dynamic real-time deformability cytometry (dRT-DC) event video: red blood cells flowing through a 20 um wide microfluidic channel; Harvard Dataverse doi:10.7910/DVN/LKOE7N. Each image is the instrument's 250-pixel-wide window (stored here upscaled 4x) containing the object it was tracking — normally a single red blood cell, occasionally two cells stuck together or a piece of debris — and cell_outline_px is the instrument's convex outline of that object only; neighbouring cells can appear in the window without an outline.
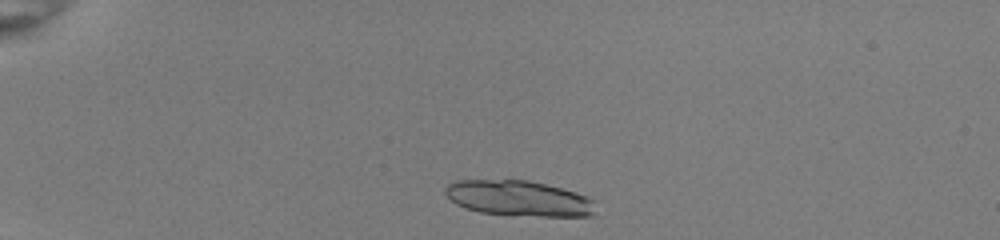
{"species": "common noctule bat (a hibernating species)", "species_latin": "Nyctalus noctula", "temperature_condition": "room temperature", "stored_images_in_passage": 16, "camera_frame_rate_fps": 3000, "um_per_image_px": 0.085, "animal": {"sex": "female", "body_mass_g": 22.0, "forearm_length_mm": 56.7}, "frame": {"image": 1, "passage_image": 3, "time_ms": 0.667, "image_size_px": [1000, 240], "cell_outline_px": [[596, 212], [592, 216], [540, 216], [480, 212], [464, 208], [456, 204], [444, 192], [444, 188], [448, 184], [456, 180], [528, 180], [576, 192], [588, 196], [592, 200]], "centroid_in_image_um": [44.1, 16.85], "position_along_channel_um": 40.9, "area_um2": 30.92}}